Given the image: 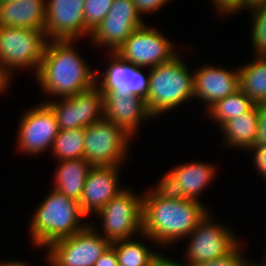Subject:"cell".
<instances>
[{"instance_id": "cell-1", "label": "cell", "mask_w": 266, "mask_h": 266, "mask_svg": "<svg viewBox=\"0 0 266 266\" xmlns=\"http://www.w3.org/2000/svg\"><path fill=\"white\" fill-rule=\"evenodd\" d=\"M143 194L142 235L155 247L185 239L210 211L200 201L169 193L159 183Z\"/></svg>"}, {"instance_id": "cell-2", "label": "cell", "mask_w": 266, "mask_h": 266, "mask_svg": "<svg viewBox=\"0 0 266 266\" xmlns=\"http://www.w3.org/2000/svg\"><path fill=\"white\" fill-rule=\"evenodd\" d=\"M76 40H48L35 75L43 94L70 97L96 85L92 69L73 46Z\"/></svg>"}, {"instance_id": "cell-3", "label": "cell", "mask_w": 266, "mask_h": 266, "mask_svg": "<svg viewBox=\"0 0 266 266\" xmlns=\"http://www.w3.org/2000/svg\"><path fill=\"white\" fill-rule=\"evenodd\" d=\"M84 217L87 216L81 211L79 201L53 189L32 215L31 243L35 248L45 249L59 239L70 237L88 225L82 220Z\"/></svg>"}, {"instance_id": "cell-4", "label": "cell", "mask_w": 266, "mask_h": 266, "mask_svg": "<svg viewBox=\"0 0 266 266\" xmlns=\"http://www.w3.org/2000/svg\"><path fill=\"white\" fill-rule=\"evenodd\" d=\"M149 91L146 106L154 118L194 98V72L178 54L171 61L147 68Z\"/></svg>"}, {"instance_id": "cell-5", "label": "cell", "mask_w": 266, "mask_h": 266, "mask_svg": "<svg viewBox=\"0 0 266 266\" xmlns=\"http://www.w3.org/2000/svg\"><path fill=\"white\" fill-rule=\"evenodd\" d=\"M47 42L45 31L25 27H0L1 68L11 79L17 69L33 68L36 75Z\"/></svg>"}, {"instance_id": "cell-6", "label": "cell", "mask_w": 266, "mask_h": 266, "mask_svg": "<svg viewBox=\"0 0 266 266\" xmlns=\"http://www.w3.org/2000/svg\"><path fill=\"white\" fill-rule=\"evenodd\" d=\"M132 137L104 117L84 132V159L92 166H121L128 161Z\"/></svg>"}, {"instance_id": "cell-7", "label": "cell", "mask_w": 266, "mask_h": 266, "mask_svg": "<svg viewBox=\"0 0 266 266\" xmlns=\"http://www.w3.org/2000/svg\"><path fill=\"white\" fill-rule=\"evenodd\" d=\"M142 213L143 194L126 188L95 213L102 222L99 234L110 242L134 239L143 234Z\"/></svg>"}, {"instance_id": "cell-8", "label": "cell", "mask_w": 266, "mask_h": 266, "mask_svg": "<svg viewBox=\"0 0 266 266\" xmlns=\"http://www.w3.org/2000/svg\"><path fill=\"white\" fill-rule=\"evenodd\" d=\"M93 223L71 235L49 244L46 259L50 266H94L111 245Z\"/></svg>"}, {"instance_id": "cell-9", "label": "cell", "mask_w": 266, "mask_h": 266, "mask_svg": "<svg viewBox=\"0 0 266 266\" xmlns=\"http://www.w3.org/2000/svg\"><path fill=\"white\" fill-rule=\"evenodd\" d=\"M210 212L186 237L189 238V244L186 246L187 249L185 248L184 262L190 266L224 257L240 243L234 230L223 223H217Z\"/></svg>"}, {"instance_id": "cell-10", "label": "cell", "mask_w": 266, "mask_h": 266, "mask_svg": "<svg viewBox=\"0 0 266 266\" xmlns=\"http://www.w3.org/2000/svg\"><path fill=\"white\" fill-rule=\"evenodd\" d=\"M174 47V44L158 29L145 23L137 28L114 53L128 63L152 68L167 63L177 56Z\"/></svg>"}, {"instance_id": "cell-11", "label": "cell", "mask_w": 266, "mask_h": 266, "mask_svg": "<svg viewBox=\"0 0 266 266\" xmlns=\"http://www.w3.org/2000/svg\"><path fill=\"white\" fill-rule=\"evenodd\" d=\"M18 125V151L38 156L52 149L59 126L51 108L42 102L25 111Z\"/></svg>"}, {"instance_id": "cell-12", "label": "cell", "mask_w": 266, "mask_h": 266, "mask_svg": "<svg viewBox=\"0 0 266 266\" xmlns=\"http://www.w3.org/2000/svg\"><path fill=\"white\" fill-rule=\"evenodd\" d=\"M45 103L54 113L59 130L86 128L104 117L103 94L96 85L74 96L48 99Z\"/></svg>"}, {"instance_id": "cell-13", "label": "cell", "mask_w": 266, "mask_h": 266, "mask_svg": "<svg viewBox=\"0 0 266 266\" xmlns=\"http://www.w3.org/2000/svg\"><path fill=\"white\" fill-rule=\"evenodd\" d=\"M145 22L136 10L133 0H114L112 6L91 32L90 38L96 47L106 46L114 53Z\"/></svg>"}, {"instance_id": "cell-14", "label": "cell", "mask_w": 266, "mask_h": 266, "mask_svg": "<svg viewBox=\"0 0 266 266\" xmlns=\"http://www.w3.org/2000/svg\"><path fill=\"white\" fill-rule=\"evenodd\" d=\"M46 5L45 35L48 40L77 41L91 35L85 26V0H46Z\"/></svg>"}, {"instance_id": "cell-15", "label": "cell", "mask_w": 266, "mask_h": 266, "mask_svg": "<svg viewBox=\"0 0 266 266\" xmlns=\"http://www.w3.org/2000/svg\"><path fill=\"white\" fill-rule=\"evenodd\" d=\"M216 172L213 164L190 161L172 167L158 183L173 195L199 201L198 196L214 180Z\"/></svg>"}, {"instance_id": "cell-16", "label": "cell", "mask_w": 266, "mask_h": 266, "mask_svg": "<svg viewBox=\"0 0 266 266\" xmlns=\"http://www.w3.org/2000/svg\"><path fill=\"white\" fill-rule=\"evenodd\" d=\"M108 54L111 56V62L108 63L105 72L96 70V86L99 90L132 94L146 99L149 91V73L145 75L140 70L145 67L123 61L116 53L109 52Z\"/></svg>"}, {"instance_id": "cell-17", "label": "cell", "mask_w": 266, "mask_h": 266, "mask_svg": "<svg viewBox=\"0 0 266 266\" xmlns=\"http://www.w3.org/2000/svg\"><path fill=\"white\" fill-rule=\"evenodd\" d=\"M120 166H93L85 180L79 204L81 211L88 217L98 212L125 187H119Z\"/></svg>"}, {"instance_id": "cell-18", "label": "cell", "mask_w": 266, "mask_h": 266, "mask_svg": "<svg viewBox=\"0 0 266 266\" xmlns=\"http://www.w3.org/2000/svg\"><path fill=\"white\" fill-rule=\"evenodd\" d=\"M103 94L104 118L121 127L129 136H136L142 122L153 119L145 99L118 92ZM145 120V121H144Z\"/></svg>"}, {"instance_id": "cell-19", "label": "cell", "mask_w": 266, "mask_h": 266, "mask_svg": "<svg viewBox=\"0 0 266 266\" xmlns=\"http://www.w3.org/2000/svg\"><path fill=\"white\" fill-rule=\"evenodd\" d=\"M234 71V72H233ZM194 72V100L206 102L207 111L217 101L239 89V72L221 66L203 65Z\"/></svg>"}, {"instance_id": "cell-20", "label": "cell", "mask_w": 266, "mask_h": 266, "mask_svg": "<svg viewBox=\"0 0 266 266\" xmlns=\"http://www.w3.org/2000/svg\"><path fill=\"white\" fill-rule=\"evenodd\" d=\"M46 0H10L0 4V27L45 31Z\"/></svg>"}, {"instance_id": "cell-21", "label": "cell", "mask_w": 266, "mask_h": 266, "mask_svg": "<svg viewBox=\"0 0 266 266\" xmlns=\"http://www.w3.org/2000/svg\"><path fill=\"white\" fill-rule=\"evenodd\" d=\"M219 129L224 135L223 146L247 151L256 144L257 140L258 105L255 104L240 117L225 122Z\"/></svg>"}, {"instance_id": "cell-22", "label": "cell", "mask_w": 266, "mask_h": 266, "mask_svg": "<svg viewBox=\"0 0 266 266\" xmlns=\"http://www.w3.org/2000/svg\"><path fill=\"white\" fill-rule=\"evenodd\" d=\"M58 165L53 177V189L79 201L83 193L85 180L93 166L84 158L59 161Z\"/></svg>"}, {"instance_id": "cell-23", "label": "cell", "mask_w": 266, "mask_h": 266, "mask_svg": "<svg viewBox=\"0 0 266 266\" xmlns=\"http://www.w3.org/2000/svg\"><path fill=\"white\" fill-rule=\"evenodd\" d=\"M250 60L238 66L239 89L255 104H266V56L254 55Z\"/></svg>"}, {"instance_id": "cell-24", "label": "cell", "mask_w": 266, "mask_h": 266, "mask_svg": "<svg viewBox=\"0 0 266 266\" xmlns=\"http://www.w3.org/2000/svg\"><path fill=\"white\" fill-rule=\"evenodd\" d=\"M255 103L245 95L240 89L234 94L217 101L207 111L210 119L218 123L219 128L227 121L240 117L248 112Z\"/></svg>"}, {"instance_id": "cell-25", "label": "cell", "mask_w": 266, "mask_h": 266, "mask_svg": "<svg viewBox=\"0 0 266 266\" xmlns=\"http://www.w3.org/2000/svg\"><path fill=\"white\" fill-rule=\"evenodd\" d=\"M141 241L143 240L131 238L111 242L117 254L119 266H146L154 260L159 252L152 250Z\"/></svg>"}, {"instance_id": "cell-26", "label": "cell", "mask_w": 266, "mask_h": 266, "mask_svg": "<svg viewBox=\"0 0 266 266\" xmlns=\"http://www.w3.org/2000/svg\"><path fill=\"white\" fill-rule=\"evenodd\" d=\"M85 128L59 130L51 153L57 161L84 158Z\"/></svg>"}, {"instance_id": "cell-27", "label": "cell", "mask_w": 266, "mask_h": 266, "mask_svg": "<svg viewBox=\"0 0 266 266\" xmlns=\"http://www.w3.org/2000/svg\"><path fill=\"white\" fill-rule=\"evenodd\" d=\"M250 15L253 55L266 56V7L256 9Z\"/></svg>"}, {"instance_id": "cell-28", "label": "cell", "mask_w": 266, "mask_h": 266, "mask_svg": "<svg viewBox=\"0 0 266 266\" xmlns=\"http://www.w3.org/2000/svg\"><path fill=\"white\" fill-rule=\"evenodd\" d=\"M114 0H85L84 19L86 28L92 32L109 12Z\"/></svg>"}, {"instance_id": "cell-29", "label": "cell", "mask_w": 266, "mask_h": 266, "mask_svg": "<svg viewBox=\"0 0 266 266\" xmlns=\"http://www.w3.org/2000/svg\"><path fill=\"white\" fill-rule=\"evenodd\" d=\"M244 251L241 243H239L229 254L224 257L196 263L192 266H253L252 261H248L247 257L242 254Z\"/></svg>"}, {"instance_id": "cell-30", "label": "cell", "mask_w": 266, "mask_h": 266, "mask_svg": "<svg viewBox=\"0 0 266 266\" xmlns=\"http://www.w3.org/2000/svg\"><path fill=\"white\" fill-rule=\"evenodd\" d=\"M214 9L217 10V14L232 16L234 13H239L245 10L244 0H212ZM241 10V11H240Z\"/></svg>"}, {"instance_id": "cell-31", "label": "cell", "mask_w": 266, "mask_h": 266, "mask_svg": "<svg viewBox=\"0 0 266 266\" xmlns=\"http://www.w3.org/2000/svg\"><path fill=\"white\" fill-rule=\"evenodd\" d=\"M247 151L253 152V167L266 180V145H254Z\"/></svg>"}, {"instance_id": "cell-32", "label": "cell", "mask_w": 266, "mask_h": 266, "mask_svg": "<svg viewBox=\"0 0 266 266\" xmlns=\"http://www.w3.org/2000/svg\"><path fill=\"white\" fill-rule=\"evenodd\" d=\"M170 0H133L138 14L155 13L159 11L161 7L168 4Z\"/></svg>"}, {"instance_id": "cell-33", "label": "cell", "mask_w": 266, "mask_h": 266, "mask_svg": "<svg viewBox=\"0 0 266 266\" xmlns=\"http://www.w3.org/2000/svg\"><path fill=\"white\" fill-rule=\"evenodd\" d=\"M255 145H266V104H258V131Z\"/></svg>"}, {"instance_id": "cell-34", "label": "cell", "mask_w": 266, "mask_h": 266, "mask_svg": "<svg viewBox=\"0 0 266 266\" xmlns=\"http://www.w3.org/2000/svg\"><path fill=\"white\" fill-rule=\"evenodd\" d=\"M94 266H119L115 249L110 245L96 261Z\"/></svg>"}, {"instance_id": "cell-35", "label": "cell", "mask_w": 266, "mask_h": 266, "mask_svg": "<svg viewBox=\"0 0 266 266\" xmlns=\"http://www.w3.org/2000/svg\"><path fill=\"white\" fill-rule=\"evenodd\" d=\"M160 252L156 255V266H190L187 263L183 264L177 260L170 259L166 256H163Z\"/></svg>"}, {"instance_id": "cell-36", "label": "cell", "mask_w": 266, "mask_h": 266, "mask_svg": "<svg viewBox=\"0 0 266 266\" xmlns=\"http://www.w3.org/2000/svg\"><path fill=\"white\" fill-rule=\"evenodd\" d=\"M245 10L250 12L266 7V0H244Z\"/></svg>"}, {"instance_id": "cell-37", "label": "cell", "mask_w": 266, "mask_h": 266, "mask_svg": "<svg viewBox=\"0 0 266 266\" xmlns=\"http://www.w3.org/2000/svg\"><path fill=\"white\" fill-rule=\"evenodd\" d=\"M11 81V78L3 71L0 66V93L7 91V88H10L8 85Z\"/></svg>"}, {"instance_id": "cell-38", "label": "cell", "mask_w": 266, "mask_h": 266, "mask_svg": "<svg viewBox=\"0 0 266 266\" xmlns=\"http://www.w3.org/2000/svg\"><path fill=\"white\" fill-rule=\"evenodd\" d=\"M0 266H29L26 262L13 260V261H1Z\"/></svg>"}, {"instance_id": "cell-39", "label": "cell", "mask_w": 266, "mask_h": 266, "mask_svg": "<svg viewBox=\"0 0 266 266\" xmlns=\"http://www.w3.org/2000/svg\"><path fill=\"white\" fill-rule=\"evenodd\" d=\"M266 248V247H265ZM265 254V256H264V259H263V262L262 263H253V266H266V249H265V252H264Z\"/></svg>"}, {"instance_id": "cell-40", "label": "cell", "mask_w": 266, "mask_h": 266, "mask_svg": "<svg viewBox=\"0 0 266 266\" xmlns=\"http://www.w3.org/2000/svg\"><path fill=\"white\" fill-rule=\"evenodd\" d=\"M146 266H156V256H155L154 260L152 262H150L149 264H147Z\"/></svg>"}, {"instance_id": "cell-41", "label": "cell", "mask_w": 266, "mask_h": 266, "mask_svg": "<svg viewBox=\"0 0 266 266\" xmlns=\"http://www.w3.org/2000/svg\"><path fill=\"white\" fill-rule=\"evenodd\" d=\"M8 1H10V0H0V4L8 2Z\"/></svg>"}]
</instances>
